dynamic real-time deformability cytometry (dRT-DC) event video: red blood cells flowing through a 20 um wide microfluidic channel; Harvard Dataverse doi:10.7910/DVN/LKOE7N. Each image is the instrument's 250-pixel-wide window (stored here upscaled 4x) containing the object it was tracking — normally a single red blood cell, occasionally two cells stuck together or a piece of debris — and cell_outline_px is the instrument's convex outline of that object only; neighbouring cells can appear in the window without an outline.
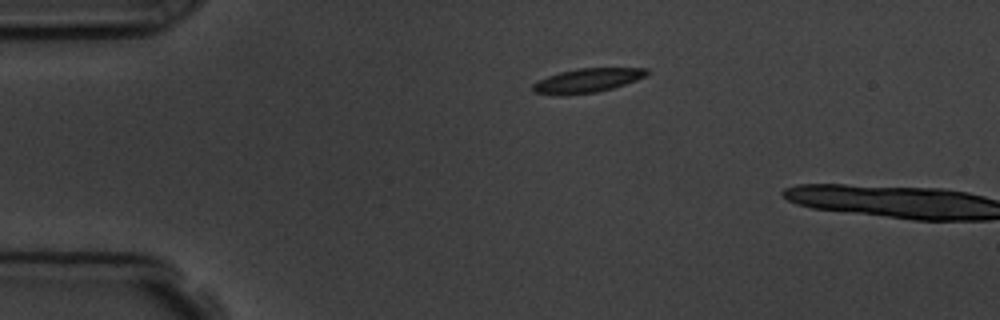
{"species": "common noctule bat (a hibernating species)", "species_latin": "Nyctalus noctula", "temperature_condition": "room temperature", "stored_images_in_passage": 2, "camera_frame_rate_fps": 3000, "um_per_image_px": 0.085, "animal": {"sex": "male", "body_mass_g": 19.5, "forearm_length_mm": 54.6}, "frame": {"image": 1, "passage_image": 1, "time_ms": 0.0, "image_size_px": [1000, 320], "cell_outline_px": [[648, 72], [644, 76], [636, 80], [612, 88], [596, 92], [560, 96], [532, 92], [532, 84], [548, 76], [560, 72], [576, 68], [648, 68]], "centroid_in_image_um": [49.87, 6.85], "position_along_channel_um": 35.1, "area_um2": 15.95}}